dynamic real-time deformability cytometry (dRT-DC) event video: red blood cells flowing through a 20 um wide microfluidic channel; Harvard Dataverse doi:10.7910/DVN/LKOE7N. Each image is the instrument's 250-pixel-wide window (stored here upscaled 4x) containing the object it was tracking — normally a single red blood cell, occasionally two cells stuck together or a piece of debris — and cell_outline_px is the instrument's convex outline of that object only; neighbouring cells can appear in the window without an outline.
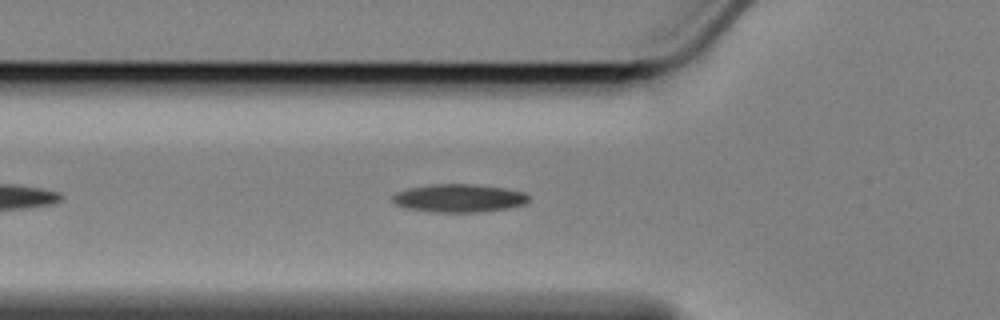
{"species": "Egyptian fruit bat (a non-hibernating species)", "species_latin": "Rousettus aegyptiacus", "temperature_condition": "cold", "stored_images_in_passage": 26, "camera_frame_rate_fps": 3000, "um_per_image_px": 0.085, "animal": {"sex": "female"}, "frame": {"image": 1, "passage_image": 3, "time_ms": 0.667, "image_size_px": [1000, 320], "cell_outline_px": [[528, 200], [524, 204], [508, 208], [480, 212], [432, 212], [408, 208], [396, 204], [392, 200], [392, 196], [396, 192], [408, 188], [432, 184], [472, 184], [504, 188], [524, 192], [528, 196]], "centroid_in_image_um": [39.0, 16.84], "position_along_channel_um": 86.8, "area_um2": 22.2}}
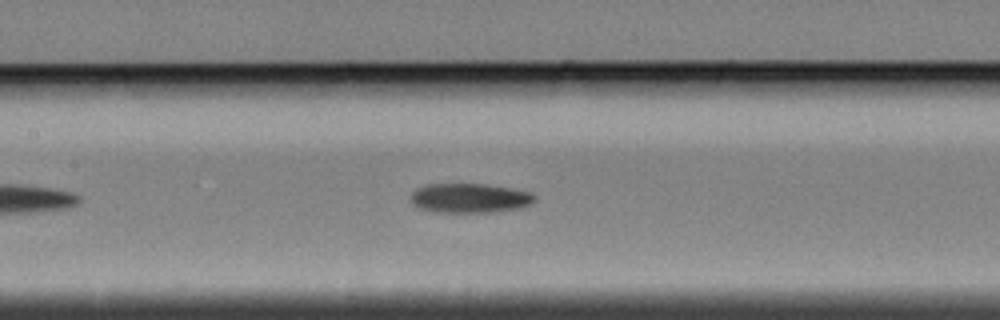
{"frame": {"image": 2, "passage_image": 10, "time_ms": 3.0, "image_size_px": [1000, 320], "cell_outline_px": [[536, 200], [528, 204], [516, 208], [492, 212], [432, 212], [420, 208], [412, 204], [412, 192], [416, 188], [428, 184], [484, 184], [512, 188], [528, 192], [536, 196]], "centroid_in_image_um": [39.89, 16.83], "position_along_channel_um": 167.5, "area_um2": 21.1}}
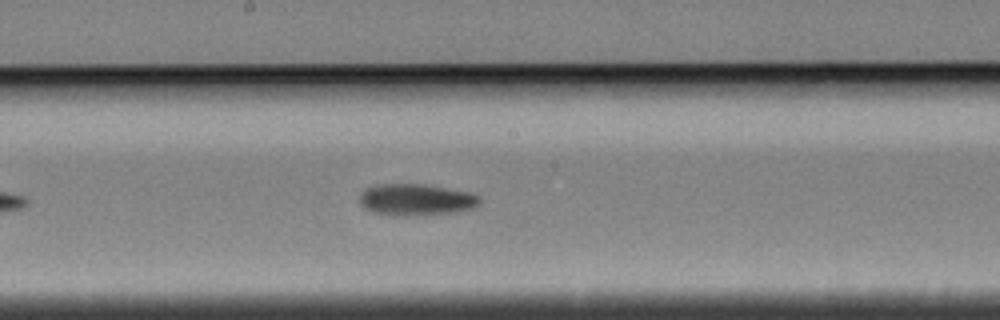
{"frame": {"image": 3, "passage_image": 14, "time_ms": 4.333, "image_size_px": [1000, 320], "cell_outline_px": [[480, 204], [472, 208], [456, 212], [412, 216], [392, 216], [372, 212], [364, 208], [360, 204], [360, 192], [376, 184], [424, 184], [468, 192], [480, 196]], "centroid_in_image_um": [35.34, 16.99], "position_along_channel_um": 212.9, "area_um2": 22.31}}